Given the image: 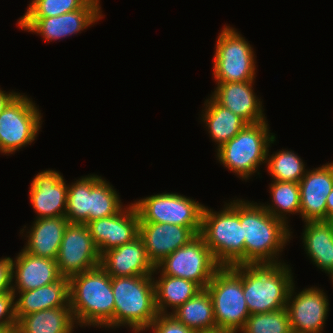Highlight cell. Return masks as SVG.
<instances>
[{
	"mask_svg": "<svg viewBox=\"0 0 333 333\" xmlns=\"http://www.w3.org/2000/svg\"><path fill=\"white\" fill-rule=\"evenodd\" d=\"M20 92H6L0 88V114L7 107V105L19 94Z\"/></svg>",
	"mask_w": 333,
	"mask_h": 333,
	"instance_id": "obj_38",
	"label": "cell"
},
{
	"mask_svg": "<svg viewBox=\"0 0 333 333\" xmlns=\"http://www.w3.org/2000/svg\"><path fill=\"white\" fill-rule=\"evenodd\" d=\"M240 223L245 238V265L281 264L280 255L290 242L289 225L274 218L262 203L240 199Z\"/></svg>",
	"mask_w": 333,
	"mask_h": 333,
	"instance_id": "obj_1",
	"label": "cell"
},
{
	"mask_svg": "<svg viewBox=\"0 0 333 333\" xmlns=\"http://www.w3.org/2000/svg\"><path fill=\"white\" fill-rule=\"evenodd\" d=\"M240 333H293L287 308L251 314Z\"/></svg>",
	"mask_w": 333,
	"mask_h": 333,
	"instance_id": "obj_33",
	"label": "cell"
},
{
	"mask_svg": "<svg viewBox=\"0 0 333 333\" xmlns=\"http://www.w3.org/2000/svg\"><path fill=\"white\" fill-rule=\"evenodd\" d=\"M140 222L176 224L201 232L202 211L200 202L178 193H159L134 201Z\"/></svg>",
	"mask_w": 333,
	"mask_h": 333,
	"instance_id": "obj_10",
	"label": "cell"
},
{
	"mask_svg": "<svg viewBox=\"0 0 333 333\" xmlns=\"http://www.w3.org/2000/svg\"><path fill=\"white\" fill-rule=\"evenodd\" d=\"M326 206H327V220L333 217V189L329 193L326 199Z\"/></svg>",
	"mask_w": 333,
	"mask_h": 333,
	"instance_id": "obj_39",
	"label": "cell"
},
{
	"mask_svg": "<svg viewBox=\"0 0 333 333\" xmlns=\"http://www.w3.org/2000/svg\"><path fill=\"white\" fill-rule=\"evenodd\" d=\"M157 271L158 270L155 267L152 276L155 288V303L158 313L171 314L179 306L183 305L187 300L191 299L202 290V288L193 281L163 275L161 272ZM158 273H160V275L158 276V279H155L154 276ZM168 310L172 311L168 312Z\"/></svg>",
	"mask_w": 333,
	"mask_h": 333,
	"instance_id": "obj_26",
	"label": "cell"
},
{
	"mask_svg": "<svg viewBox=\"0 0 333 333\" xmlns=\"http://www.w3.org/2000/svg\"><path fill=\"white\" fill-rule=\"evenodd\" d=\"M205 107L200 118L211 139L215 142V149L235 137L248 123L239 115L218 104L211 96L204 101Z\"/></svg>",
	"mask_w": 333,
	"mask_h": 333,
	"instance_id": "obj_25",
	"label": "cell"
},
{
	"mask_svg": "<svg viewBox=\"0 0 333 333\" xmlns=\"http://www.w3.org/2000/svg\"><path fill=\"white\" fill-rule=\"evenodd\" d=\"M0 333H15L14 331H0Z\"/></svg>",
	"mask_w": 333,
	"mask_h": 333,
	"instance_id": "obj_43",
	"label": "cell"
},
{
	"mask_svg": "<svg viewBox=\"0 0 333 333\" xmlns=\"http://www.w3.org/2000/svg\"><path fill=\"white\" fill-rule=\"evenodd\" d=\"M100 0H89L81 9L53 17H20L19 29L40 35L46 42L76 35L103 18Z\"/></svg>",
	"mask_w": 333,
	"mask_h": 333,
	"instance_id": "obj_12",
	"label": "cell"
},
{
	"mask_svg": "<svg viewBox=\"0 0 333 333\" xmlns=\"http://www.w3.org/2000/svg\"><path fill=\"white\" fill-rule=\"evenodd\" d=\"M68 184L56 170H43L32 179L29 196L35 219L65 216Z\"/></svg>",
	"mask_w": 333,
	"mask_h": 333,
	"instance_id": "obj_16",
	"label": "cell"
},
{
	"mask_svg": "<svg viewBox=\"0 0 333 333\" xmlns=\"http://www.w3.org/2000/svg\"><path fill=\"white\" fill-rule=\"evenodd\" d=\"M12 260V291H29L54 283L63 276L56 260L33 256L23 249Z\"/></svg>",
	"mask_w": 333,
	"mask_h": 333,
	"instance_id": "obj_21",
	"label": "cell"
},
{
	"mask_svg": "<svg viewBox=\"0 0 333 333\" xmlns=\"http://www.w3.org/2000/svg\"><path fill=\"white\" fill-rule=\"evenodd\" d=\"M12 258H0V295L12 291Z\"/></svg>",
	"mask_w": 333,
	"mask_h": 333,
	"instance_id": "obj_37",
	"label": "cell"
},
{
	"mask_svg": "<svg viewBox=\"0 0 333 333\" xmlns=\"http://www.w3.org/2000/svg\"><path fill=\"white\" fill-rule=\"evenodd\" d=\"M171 315L195 332L217 329L213 302L206 288L179 306Z\"/></svg>",
	"mask_w": 333,
	"mask_h": 333,
	"instance_id": "obj_28",
	"label": "cell"
},
{
	"mask_svg": "<svg viewBox=\"0 0 333 333\" xmlns=\"http://www.w3.org/2000/svg\"><path fill=\"white\" fill-rule=\"evenodd\" d=\"M333 189V162L307 170L299 182L302 221L327 220L326 199Z\"/></svg>",
	"mask_w": 333,
	"mask_h": 333,
	"instance_id": "obj_18",
	"label": "cell"
},
{
	"mask_svg": "<svg viewBox=\"0 0 333 333\" xmlns=\"http://www.w3.org/2000/svg\"><path fill=\"white\" fill-rule=\"evenodd\" d=\"M290 265H243V295L250 314L270 313L286 307L295 282Z\"/></svg>",
	"mask_w": 333,
	"mask_h": 333,
	"instance_id": "obj_5",
	"label": "cell"
},
{
	"mask_svg": "<svg viewBox=\"0 0 333 333\" xmlns=\"http://www.w3.org/2000/svg\"><path fill=\"white\" fill-rule=\"evenodd\" d=\"M89 0H31L20 17H53L81 9Z\"/></svg>",
	"mask_w": 333,
	"mask_h": 333,
	"instance_id": "obj_34",
	"label": "cell"
},
{
	"mask_svg": "<svg viewBox=\"0 0 333 333\" xmlns=\"http://www.w3.org/2000/svg\"><path fill=\"white\" fill-rule=\"evenodd\" d=\"M224 203L218 212L204 205L200 235L220 266L245 265L240 199Z\"/></svg>",
	"mask_w": 333,
	"mask_h": 333,
	"instance_id": "obj_3",
	"label": "cell"
},
{
	"mask_svg": "<svg viewBox=\"0 0 333 333\" xmlns=\"http://www.w3.org/2000/svg\"><path fill=\"white\" fill-rule=\"evenodd\" d=\"M15 296V315L17 321L33 312L70 306L69 278L29 291H13ZM17 297V299H16Z\"/></svg>",
	"mask_w": 333,
	"mask_h": 333,
	"instance_id": "obj_23",
	"label": "cell"
},
{
	"mask_svg": "<svg viewBox=\"0 0 333 333\" xmlns=\"http://www.w3.org/2000/svg\"><path fill=\"white\" fill-rule=\"evenodd\" d=\"M39 107L19 93L0 114V153L10 155L37 139L42 125Z\"/></svg>",
	"mask_w": 333,
	"mask_h": 333,
	"instance_id": "obj_9",
	"label": "cell"
},
{
	"mask_svg": "<svg viewBox=\"0 0 333 333\" xmlns=\"http://www.w3.org/2000/svg\"><path fill=\"white\" fill-rule=\"evenodd\" d=\"M153 333H196L171 314L158 313L148 330Z\"/></svg>",
	"mask_w": 333,
	"mask_h": 333,
	"instance_id": "obj_36",
	"label": "cell"
},
{
	"mask_svg": "<svg viewBox=\"0 0 333 333\" xmlns=\"http://www.w3.org/2000/svg\"><path fill=\"white\" fill-rule=\"evenodd\" d=\"M220 267L200 234L156 266L163 275L193 281L202 289L206 288Z\"/></svg>",
	"mask_w": 333,
	"mask_h": 333,
	"instance_id": "obj_11",
	"label": "cell"
},
{
	"mask_svg": "<svg viewBox=\"0 0 333 333\" xmlns=\"http://www.w3.org/2000/svg\"><path fill=\"white\" fill-rule=\"evenodd\" d=\"M217 329L240 332L251 315L243 295V265L221 266L206 286Z\"/></svg>",
	"mask_w": 333,
	"mask_h": 333,
	"instance_id": "obj_7",
	"label": "cell"
},
{
	"mask_svg": "<svg viewBox=\"0 0 333 333\" xmlns=\"http://www.w3.org/2000/svg\"><path fill=\"white\" fill-rule=\"evenodd\" d=\"M271 203L263 204L264 208L277 219L288 225L286 215H300L299 183L272 180L269 186Z\"/></svg>",
	"mask_w": 333,
	"mask_h": 333,
	"instance_id": "obj_30",
	"label": "cell"
},
{
	"mask_svg": "<svg viewBox=\"0 0 333 333\" xmlns=\"http://www.w3.org/2000/svg\"><path fill=\"white\" fill-rule=\"evenodd\" d=\"M196 333H230V332L223 331V330H220V329H215V330L202 331V332H196Z\"/></svg>",
	"mask_w": 333,
	"mask_h": 333,
	"instance_id": "obj_40",
	"label": "cell"
},
{
	"mask_svg": "<svg viewBox=\"0 0 333 333\" xmlns=\"http://www.w3.org/2000/svg\"><path fill=\"white\" fill-rule=\"evenodd\" d=\"M253 81L216 83L210 95L218 104L239 115L248 124L267 120L262 101L254 92Z\"/></svg>",
	"mask_w": 333,
	"mask_h": 333,
	"instance_id": "obj_19",
	"label": "cell"
},
{
	"mask_svg": "<svg viewBox=\"0 0 333 333\" xmlns=\"http://www.w3.org/2000/svg\"><path fill=\"white\" fill-rule=\"evenodd\" d=\"M15 315V294L13 291L0 295V331H14L17 328Z\"/></svg>",
	"mask_w": 333,
	"mask_h": 333,
	"instance_id": "obj_35",
	"label": "cell"
},
{
	"mask_svg": "<svg viewBox=\"0 0 333 333\" xmlns=\"http://www.w3.org/2000/svg\"><path fill=\"white\" fill-rule=\"evenodd\" d=\"M213 78L216 83L253 81L256 56L250 43L236 28L225 25L215 44Z\"/></svg>",
	"mask_w": 333,
	"mask_h": 333,
	"instance_id": "obj_8",
	"label": "cell"
},
{
	"mask_svg": "<svg viewBox=\"0 0 333 333\" xmlns=\"http://www.w3.org/2000/svg\"><path fill=\"white\" fill-rule=\"evenodd\" d=\"M69 303L78 326L114 328L111 276L100 265L69 278Z\"/></svg>",
	"mask_w": 333,
	"mask_h": 333,
	"instance_id": "obj_2",
	"label": "cell"
},
{
	"mask_svg": "<svg viewBox=\"0 0 333 333\" xmlns=\"http://www.w3.org/2000/svg\"><path fill=\"white\" fill-rule=\"evenodd\" d=\"M90 235L102 255L107 250L131 242L139 236V215L133 203L120 212L90 221L86 224Z\"/></svg>",
	"mask_w": 333,
	"mask_h": 333,
	"instance_id": "obj_15",
	"label": "cell"
},
{
	"mask_svg": "<svg viewBox=\"0 0 333 333\" xmlns=\"http://www.w3.org/2000/svg\"><path fill=\"white\" fill-rule=\"evenodd\" d=\"M77 326L71 307L63 306L23 316L15 333H73Z\"/></svg>",
	"mask_w": 333,
	"mask_h": 333,
	"instance_id": "obj_27",
	"label": "cell"
},
{
	"mask_svg": "<svg viewBox=\"0 0 333 333\" xmlns=\"http://www.w3.org/2000/svg\"><path fill=\"white\" fill-rule=\"evenodd\" d=\"M268 121L247 124L235 137L216 149V158L224 168L243 181L251 179L266 164L267 150L276 134L269 130Z\"/></svg>",
	"mask_w": 333,
	"mask_h": 333,
	"instance_id": "obj_6",
	"label": "cell"
},
{
	"mask_svg": "<svg viewBox=\"0 0 333 333\" xmlns=\"http://www.w3.org/2000/svg\"><path fill=\"white\" fill-rule=\"evenodd\" d=\"M119 193L102 176L90 175V221L112 216L120 212L125 205Z\"/></svg>",
	"mask_w": 333,
	"mask_h": 333,
	"instance_id": "obj_29",
	"label": "cell"
},
{
	"mask_svg": "<svg viewBox=\"0 0 333 333\" xmlns=\"http://www.w3.org/2000/svg\"><path fill=\"white\" fill-rule=\"evenodd\" d=\"M327 221L331 224L332 229H333V217L329 218Z\"/></svg>",
	"mask_w": 333,
	"mask_h": 333,
	"instance_id": "obj_42",
	"label": "cell"
},
{
	"mask_svg": "<svg viewBox=\"0 0 333 333\" xmlns=\"http://www.w3.org/2000/svg\"><path fill=\"white\" fill-rule=\"evenodd\" d=\"M274 142H276V136L268 146L266 158L267 172L270 173L271 179L299 183L308 170L305 168V162L294 151L288 149L276 151L270 156L269 147Z\"/></svg>",
	"mask_w": 333,
	"mask_h": 333,
	"instance_id": "obj_31",
	"label": "cell"
},
{
	"mask_svg": "<svg viewBox=\"0 0 333 333\" xmlns=\"http://www.w3.org/2000/svg\"><path fill=\"white\" fill-rule=\"evenodd\" d=\"M68 223L65 216L35 219L30 229L26 230V225L20 229L27 241L23 250L36 257L56 260Z\"/></svg>",
	"mask_w": 333,
	"mask_h": 333,
	"instance_id": "obj_22",
	"label": "cell"
},
{
	"mask_svg": "<svg viewBox=\"0 0 333 333\" xmlns=\"http://www.w3.org/2000/svg\"><path fill=\"white\" fill-rule=\"evenodd\" d=\"M295 289L293 283L286 304L292 332L323 333L330 309L328 296L323 289L315 286L298 293Z\"/></svg>",
	"mask_w": 333,
	"mask_h": 333,
	"instance_id": "obj_14",
	"label": "cell"
},
{
	"mask_svg": "<svg viewBox=\"0 0 333 333\" xmlns=\"http://www.w3.org/2000/svg\"><path fill=\"white\" fill-rule=\"evenodd\" d=\"M302 243L304 251L318 269L333 271V229L327 220L304 222Z\"/></svg>",
	"mask_w": 333,
	"mask_h": 333,
	"instance_id": "obj_24",
	"label": "cell"
},
{
	"mask_svg": "<svg viewBox=\"0 0 333 333\" xmlns=\"http://www.w3.org/2000/svg\"><path fill=\"white\" fill-rule=\"evenodd\" d=\"M327 276H329V278H331V281H332V284H333V271L328 273Z\"/></svg>",
	"mask_w": 333,
	"mask_h": 333,
	"instance_id": "obj_41",
	"label": "cell"
},
{
	"mask_svg": "<svg viewBox=\"0 0 333 333\" xmlns=\"http://www.w3.org/2000/svg\"><path fill=\"white\" fill-rule=\"evenodd\" d=\"M101 255L86 224L68 223L60 244L56 263L60 274L73 275L96 268Z\"/></svg>",
	"mask_w": 333,
	"mask_h": 333,
	"instance_id": "obj_13",
	"label": "cell"
},
{
	"mask_svg": "<svg viewBox=\"0 0 333 333\" xmlns=\"http://www.w3.org/2000/svg\"><path fill=\"white\" fill-rule=\"evenodd\" d=\"M114 295V329L129 327L133 333L148 331L158 315L152 275L111 277Z\"/></svg>",
	"mask_w": 333,
	"mask_h": 333,
	"instance_id": "obj_4",
	"label": "cell"
},
{
	"mask_svg": "<svg viewBox=\"0 0 333 333\" xmlns=\"http://www.w3.org/2000/svg\"><path fill=\"white\" fill-rule=\"evenodd\" d=\"M100 266L111 277L153 275L155 269L146 255L144 242L140 236L104 252L101 255Z\"/></svg>",
	"mask_w": 333,
	"mask_h": 333,
	"instance_id": "obj_20",
	"label": "cell"
},
{
	"mask_svg": "<svg viewBox=\"0 0 333 333\" xmlns=\"http://www.w3.org/2000/svg\"><path fill=\"white\" fill-rule=\"evenodd\" d=\"M70 184L65 217L69 223L87 224L90 222V175L82 176Z\"/></svg>",
	"mask_w": 333,
	"mask_h": 333,
	"instance_id": "obj_32",
	"label": "cell"
},
{
	"mask_svg": "<svg viewBox=\"0 0 333 333\" xmlns=\"http://www.w3.org/2000/svg\"><path fill=\"white\" fill-rule=\"evenodd\" d=\"M197 235L191 227L176 224L140 222L139 225V236L154 267Z\"/></svg>",
	"mask_w": 333,
	"mask_h": 333,
	"instance_id": "obj_17",
	"label": "cell"
}]
</instances>
